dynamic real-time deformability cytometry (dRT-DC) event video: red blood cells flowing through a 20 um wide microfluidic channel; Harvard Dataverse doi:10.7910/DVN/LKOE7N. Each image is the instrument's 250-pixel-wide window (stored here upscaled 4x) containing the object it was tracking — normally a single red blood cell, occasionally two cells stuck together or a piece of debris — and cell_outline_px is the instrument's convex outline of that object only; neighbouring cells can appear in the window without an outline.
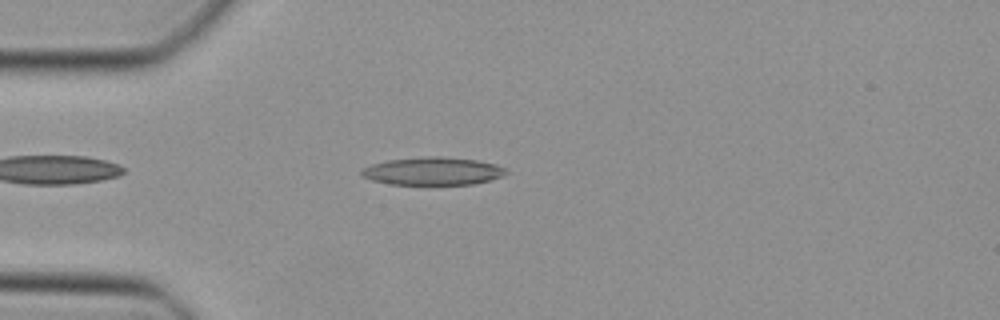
{"species": "Egyptian fruit bat (a non-hibernating species)", "species_latin": "Rousettus aegyptiacus", "temperature_condition": "cold", "stored_images_in_passage": 37, "camera_frame_rate_fps": 3000, "um_per_image_px": 0.085, "animal": {"sex": "female"}, "frame": {"image": 1, "passage_image": 5, "time_ms": 1.333, "image_size_px": [1000, 320], "cell_outline_px": [[508, 172], [504, 176], [492, 180], [472, 184], [388, 184], [372, 180], [364, 176], [360, 172], [364, 168], [372, 164], [388, 160], [424, 156], [444, 156], [476, 160], [496, 164], [504, 168]], "centroid_in_image_um": [36.83, 14.54], "position_along_channel_um": 48.2, "area_um2": 23.47}}
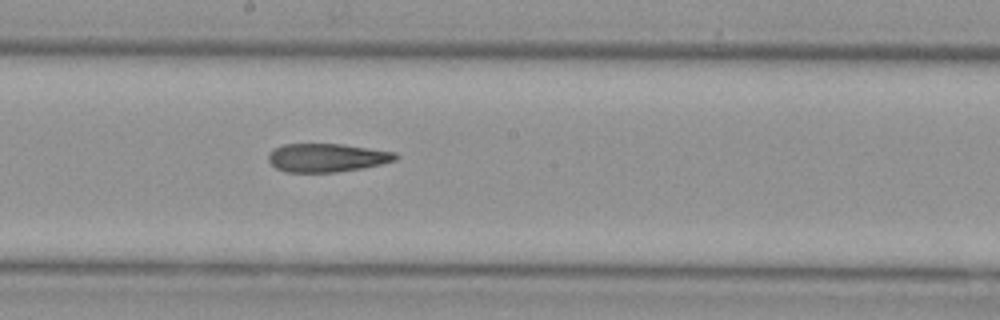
{"frame": {"image": 2, "passage_image": 18, "time_ms": 5.667, "image_size_px": [1000, 320], "cell_outline_px": [[400, 156], [396, 160], [380, 164], [360, 168], [336, 172], [284, 172], [276, 168], [268, 160], [268, 152], [272, 148], [284, 144], [344, 144], [396, 152]], "centroid_in_image_um": [27.76, 13.39], "position_along_channel_um": 220.4, "area_um2": 21.21}}
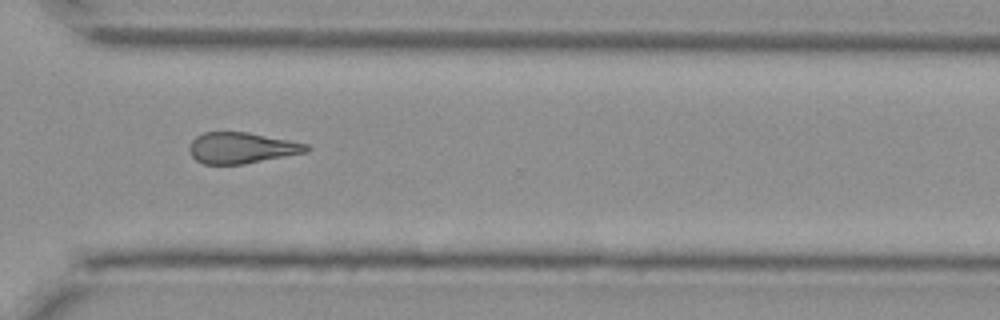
{"frame": {"image": 3, "passage_image": 27, "time_ms": 8.667, "image_size_px": [1000, 320], "cell_outline_px": [[312, 148], [308, 152], [244, 164], [204, 164], [196, 160], [188, 152], [188, 148], [192, 140], [196, 136], [204, 132], [248, 132], [308, 144]], "centroid_in_image_um": [20.53, 12.57], "position_along_channel_um": 350.1, "area_um2": 21.27}}